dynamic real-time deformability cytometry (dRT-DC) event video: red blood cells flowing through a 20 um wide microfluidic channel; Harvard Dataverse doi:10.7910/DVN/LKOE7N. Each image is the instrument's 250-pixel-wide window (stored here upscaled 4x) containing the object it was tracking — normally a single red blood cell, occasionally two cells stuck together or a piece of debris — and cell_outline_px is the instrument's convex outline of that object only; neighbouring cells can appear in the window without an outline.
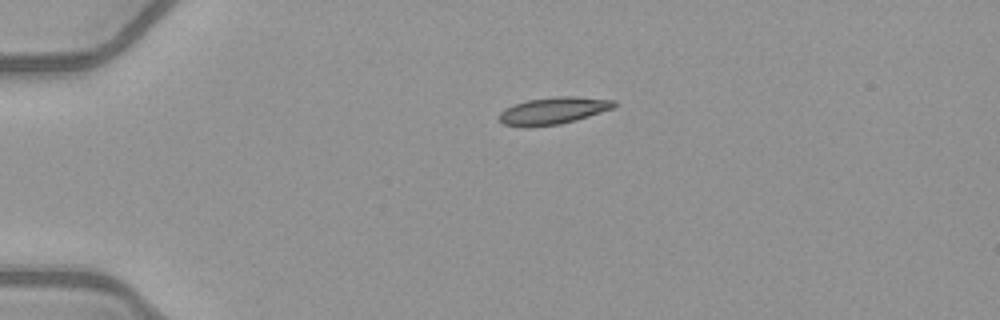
{"species": "common noctule bat (a hibernating species)", "species_latin": "Nyctalus noctula", "temperature_condition": "warm", "stored_images_in_passage": 40, "camera_frame_rate_fps": 3000, "um_per_image_px": 0.085, "animal": {"sex": "female", "body_mass_g": 21.9}, "frame": {"image": 1, "passage_image": 1, "time_ms": 0.0, "image_size_px": [1000, 320], "cell_outline_px": [[616, 104], [612, 108], [576, 120], [560, 124], [504, 124], [496, 116], [504, 108], [528, 100], [556, 96], [576, 96], [616, 100]], "centroid_in_image_um": [47.08, 9.36], "position_along_channel_um": 37.9, "area_um2": 17.4}}
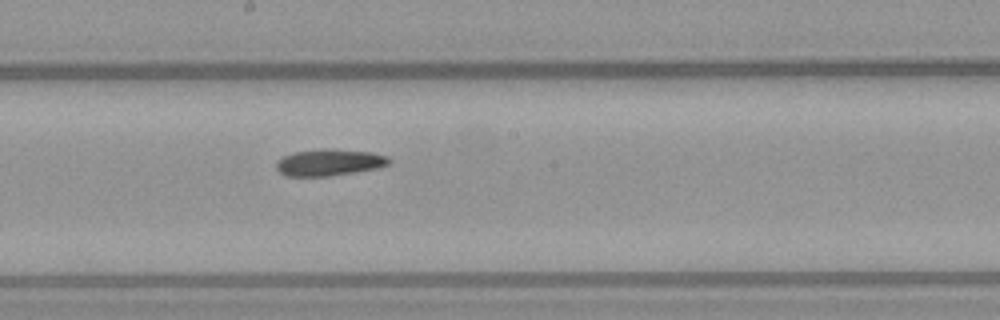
{"frame": {"image": 2, "passage_image": 18, "time_ms": 5.667, "image_size_px": [1000, 320], "cell_outline_px": [[392, 160], [388, 164], [376, 168], [356, 172], [328, 176], [284, 176], [276, 168], [276, 164], [284, 156], [292, 152], [320, 148], [328, 148], [372, 152], [388, 156]], "centroid_in_image_um": [27.99, 13.79], "position_along_channel_um": 220.2, "area_um2": 17.63}}
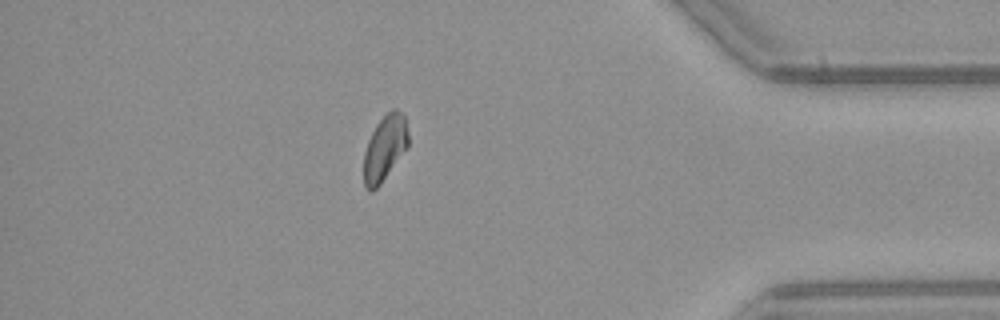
{"frame": {"image": 3, "passage_image": 34, "time_ms": 11.0, "image_size_px": [1000, 320], "cell_outline_px": [[408, 148], [380, 184], [376, 188], [368, 192], [364, 184], [364, 152], [368, 140], [376, 124], [392, 108], [396, 108], [404, 116], [408, 132]], "centroid_in_image_um": [32.71, 12.58], "position_along_channel_um": 402.5, "area_um2": 16.94}, "authors_computed_cell_mechanics": {"area_um2": 17.3978, "velocity_mm_per_s": 4.0653, "shape_relaxation_time_tau1_ms": 5.4601, "shape_relaxation_time_tau2_ms": null, "deformation_change_tau1": 0.134, "deformation_change_tau2": null}}